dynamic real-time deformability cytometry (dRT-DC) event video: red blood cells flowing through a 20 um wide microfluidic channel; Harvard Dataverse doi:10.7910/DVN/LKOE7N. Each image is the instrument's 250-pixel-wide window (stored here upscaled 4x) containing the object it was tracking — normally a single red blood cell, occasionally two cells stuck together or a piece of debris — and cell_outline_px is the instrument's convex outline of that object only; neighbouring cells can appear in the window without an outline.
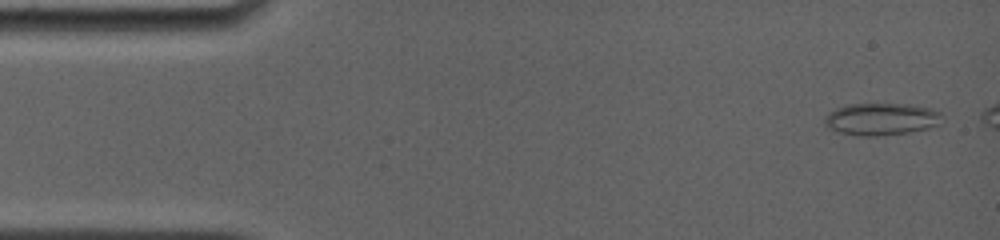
{"species": "common noctule bat (a hibernating species)", "species_latin": "Nyctalus noctula", "temperature_condition": "room temperature", "stored_images_in_passage": 21, "camera_frame_rate_fps": 4000, "um_per_image_px": 0.085, "animal": {"sex": "female", "body_mass_g": 19.0, "forearm_length_mm": 56.7}, "frame": {"image": 1, "passage_image": 1, "time_ms": 0.0, "image_size_px": [1000, 240], "cell_outline_px": [[944, 116], [936, 124], [928, 128], [908, 132], [880, 136], [864, 136], [836, 132], [824, 124], [824, 116], [828, 112], [844, 104], [912, 104], [932, 108], [940, 112]], "centroid_in_image_um": [74.87, 10.11], "position_along_channel_um": 10.1, "area_um2": 22.2}}
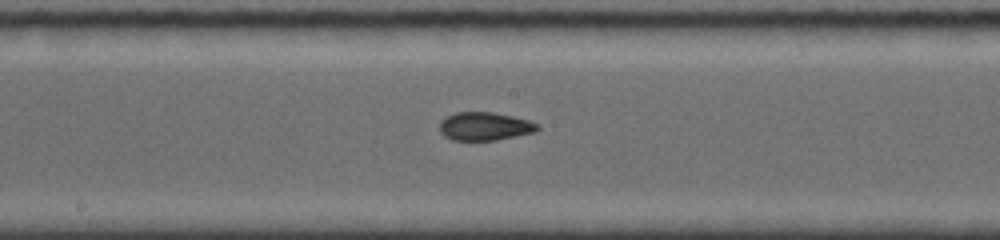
{"frame": {"image": 2, "passage_image": 11, "time_ms": 8.0, "image_size_px": [1000, 240], "cell_outline_px": [[540, 128], [536, 132], [496, 140], [452, 140], [444, 136], [440, 132], [440, 120], [456, 112], [492, 112], [512, 116], [528, 120], [540, 124]], "centroid_in_image_um": [41.22, 10.74], "position_along_channel_um": 207.0, "area_um2": 16.18}}
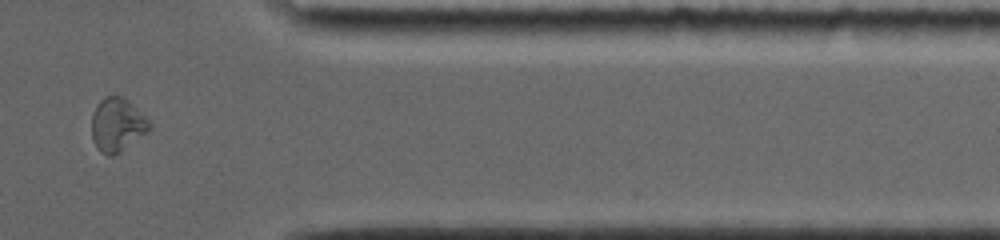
{"frame": {"image": 3, "passage_image": 18, "time_ms": 13.25, "image_size_px": [1000, 240], "cell_outline_px": [[152, 128], [148, 132], [120, 152], [112, 156], [108, 156], [100, 152], [96, 148], [92, 140], [92, 112], [96, 104], [104, 96], [120, 96], [128, 100], [152, 124]], "centroid_in_image_um": [9.94, 10.62], "position_along_channel_um": 401.5, "area_um2": 18.21}}